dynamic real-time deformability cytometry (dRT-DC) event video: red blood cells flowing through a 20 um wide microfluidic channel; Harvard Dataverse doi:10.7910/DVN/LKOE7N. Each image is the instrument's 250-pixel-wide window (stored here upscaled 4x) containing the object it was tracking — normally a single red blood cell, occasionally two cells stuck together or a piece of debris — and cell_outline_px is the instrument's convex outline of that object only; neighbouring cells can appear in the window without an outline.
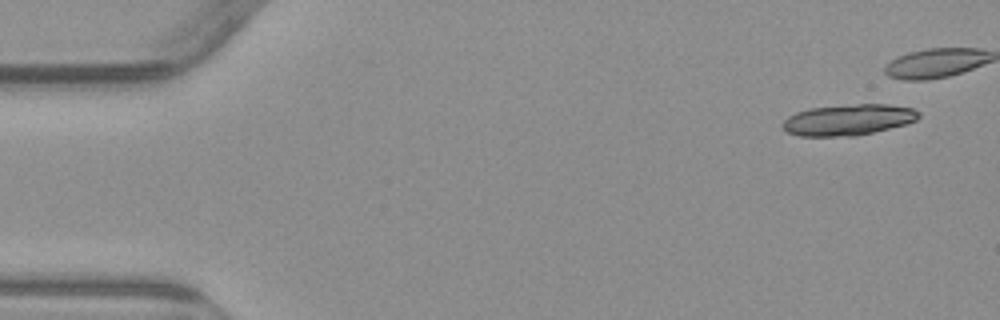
{"species": "common noctule bat (a hibernating species)", "species_latin": "Nyctalus noctula", "temperature_condition": "warm", "stored_images_in_passage": 8, "camera_frame_rate_fps": 3000, "um_per_image_px": 0.085, "animal": {"sex": "male", "body_mass_g": 23.1, "forearm_length_mm": 52.7}, "frame": {"image": 1, "passage_image": 1, "time_ms": 0.0, "image_size_px": [1000, 320], "cell_outline_px": [[920, 116], [916, 120], [904, 124], [856, 136], [800, 136], [788, 132], [780, 124], [788, 116], [796, 112], [808, 108], [860, 104], [888, 104], [912, 108], [920, 112]], "centroid_in_image_um": [72.08, 10.18], "position_along_channel_um": 12.9, "area_um2": 24.45}}
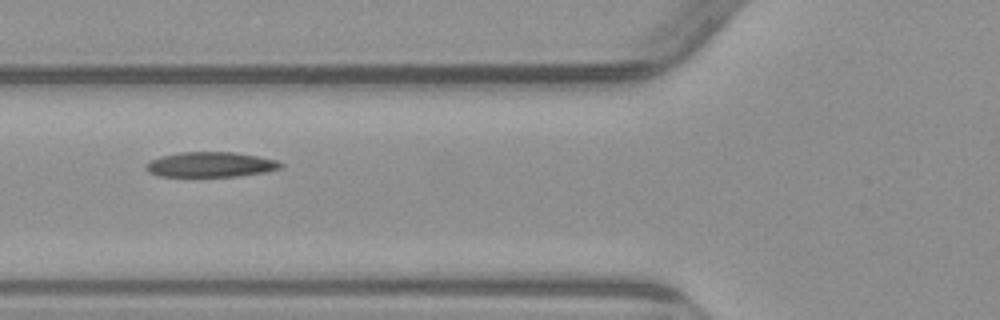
{"frame": {"image": 2, "passage_image": 7, "time_ms": 7.0, "image_size_px": [1000, 320], "cell_outline_px": [[284, 164], [280, 168], [264, 172], [236, 176], [160, 176], [144, 168], [144, 164], [148, 160], [160, 156], [180, 152], [232, 152], [256, 156], [276, 160]], "centroid_in_image_um": [17.85, 13.98], "position_along_channel_um": 108.0, "area_um2": 19.54}}
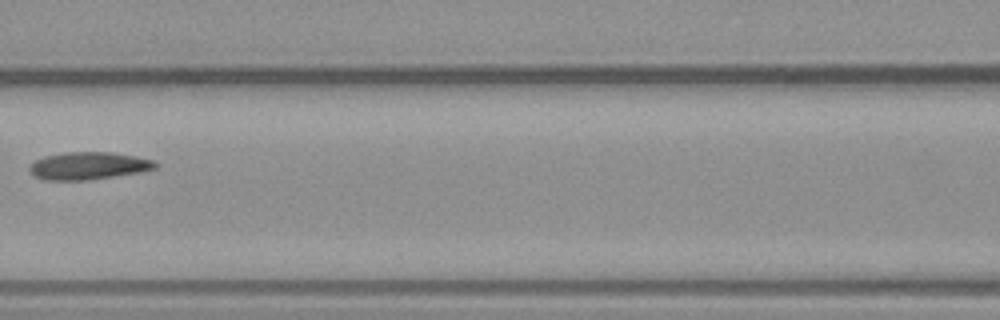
{"frame": {"image": 3, "passage_image": 8, "time_ms": 8.333, "image_size_px": [1000, 320], "cell_outline_px": [[160, 164], [156, 168], [140, 172], [88, 180], [44, 180], [32, 176], [28, 168], [36, 160], [44, 156], [64, 152], [112, 152], [136, 156], [152, 160]], "centroid_in_image_um": [7.51, 14.09], "position_along_channel_um": 159.1, "area_um2": 20.29}}